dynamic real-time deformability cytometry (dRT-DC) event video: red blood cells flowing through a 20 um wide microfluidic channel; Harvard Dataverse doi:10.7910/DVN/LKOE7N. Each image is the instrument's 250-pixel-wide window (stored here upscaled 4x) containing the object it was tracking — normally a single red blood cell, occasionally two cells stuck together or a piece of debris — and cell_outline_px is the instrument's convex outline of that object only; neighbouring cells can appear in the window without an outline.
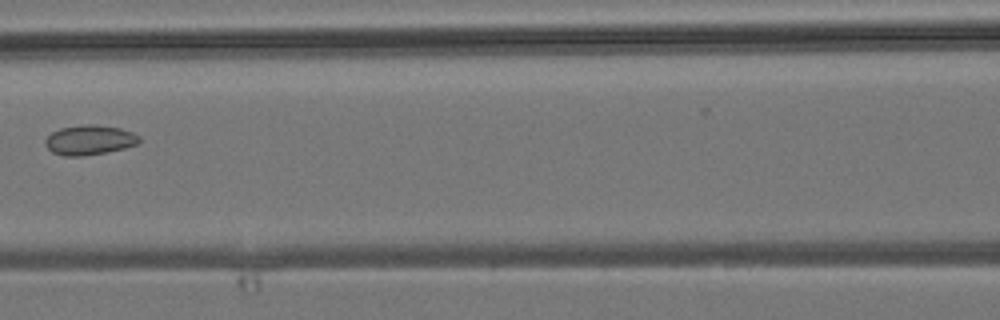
{"species": "common noctule bat (a hibernating species)", "species_latin": "Nyctalus noctula", "temperature_condition": "room temperature", "stored_images_in_passage": 4, "camera_frame_rate_fps": 3000, "um_per_image_px": 0.085, "animal": {"sex": "male", "body_mass_g": 19.2, "forearm_length_mm": 51.8}, "frame": {"image": 1, "passage_image": 4, "time_ms": 3.333, "image_size_px": [1000, 320], "cell_outline_px": [[140, 140], [136, 144], [124, 148], [84, 156], [64, 156], [52, 152], [44, 144], [44, 140], [52, 132], [60, 128], [84, 124], [96, 124], [120, 128], [132, 132], [140, 136]], "centroid_in_image_um": [7.58, 11.89], "position_along_channel_um": 159.0, "area_um2": 16.3}}